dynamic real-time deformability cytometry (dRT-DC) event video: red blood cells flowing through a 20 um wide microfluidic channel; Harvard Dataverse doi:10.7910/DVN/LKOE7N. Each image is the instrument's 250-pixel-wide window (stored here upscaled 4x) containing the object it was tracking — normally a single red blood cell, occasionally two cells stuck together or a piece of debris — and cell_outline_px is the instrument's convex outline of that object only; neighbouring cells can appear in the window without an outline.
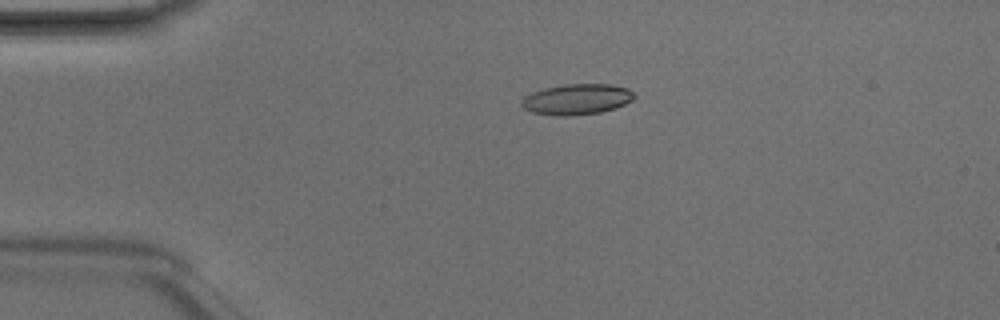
{"species": "Egyptian fruit bat (a non-hibernating species)", "species_latin": "Rousettus aegyptiacus", "temperature_condition": "room temperature", "stored_images_in_passage": 4, "camera_frame_rate_fps": 3000, "um_per_image_px": 0.085, "animal": {"sex": "male"}, "frame": {"image": 1, "passage_image": 3, "time_ms": 0.667, "image_size_px": [1000, 320], "cell_outline_px": [[636, 96], [632, 100], [616, 108], [600, 112], [572, 116], [556, 116], [532, 112], [524, 108], [520, 104], [520, 100], [524, 96], [532, 92], [544, 88], [564, 84], [612, 84], [628, 88]], "centroid_in_image_um": [49.01, 8.44], "position_along_channel_um": 36.0, "area_um2": 20.35}}